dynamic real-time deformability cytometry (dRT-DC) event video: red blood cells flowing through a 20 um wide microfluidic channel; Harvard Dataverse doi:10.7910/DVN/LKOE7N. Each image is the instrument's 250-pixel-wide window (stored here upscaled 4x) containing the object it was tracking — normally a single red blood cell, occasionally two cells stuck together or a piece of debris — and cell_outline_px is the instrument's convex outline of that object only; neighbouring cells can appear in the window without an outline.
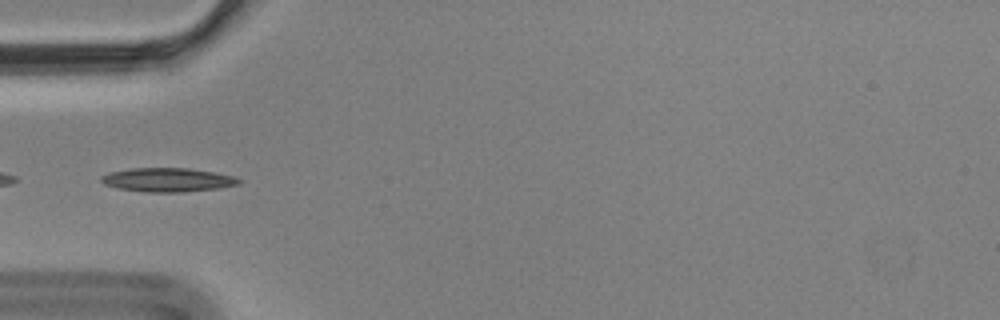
{"species": "Egyptian fruit bat (a non-hibernating species)", "species_latin": "Rousettus aegyptiacus", "temperature_condition": "cold", "stored_images_in_passage": 10, "camera_frame_rate_fps": 3000, "um_per_image_px": 0.085, "animal": {"sex": "male"}, "frame": {"image": 1, "passage_image": 4, "time_ms": 1.0, "image_size_px": [1000, 320], "cell_outline_px": [[240, 184], [220, 188], [180, 192], [144, 192], [120, 188], [104, 184], [100, 180], [100, 176], [108, 172], [132, 168], [188, 168], [236, 176], [240, 180]], "centroid_in_image_um": [14.24, 15.28], "position_along_channel_um": 70.8, "area_um2": 19.13}}
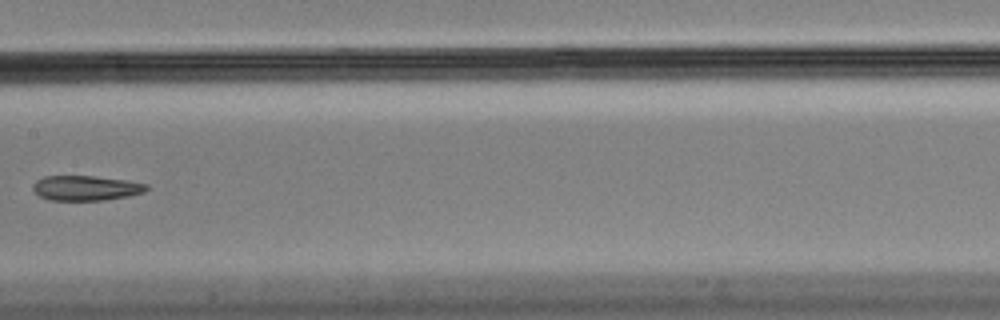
{"frame": {"image": 2, "passage_image": 7, "time_ms": 2.0, "image_size_px": [1000, 320], "cell_outline_px": [[148, 188], [144, 192], [128, 196], [104, 200], [48, 200], [40, 196], [32, 188], [32, 184], [36, 180], [44, 176], [96, 176], [128, 180], [148, 184]], "centroid_in_image_um": [7.3, 15.97], "position_along_channel_um": 200.1, "area_um2": 16.59}}
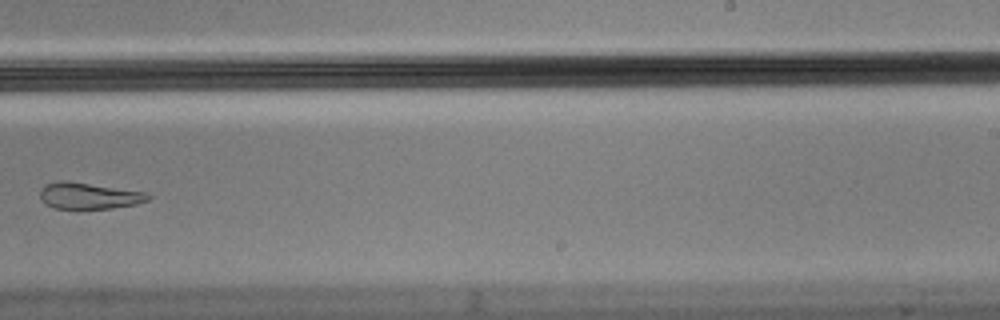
{"frame": {"image": 3, "passage_image": 9, "time_ms": 2.667, "image_size_px": [1000, 320], "cell_outline_px": [[152, 196], [148, 200], [136, 204], [112, 208], [76, 212], [52, 208], [40, 196], [40, 188], [48, 184], [60, 180], [68, 180], [144, 192]], "centroid_in_image_um": [7.52, 16.69], "position_along_channel_um": 281.5, "area_um2": 17.22}}